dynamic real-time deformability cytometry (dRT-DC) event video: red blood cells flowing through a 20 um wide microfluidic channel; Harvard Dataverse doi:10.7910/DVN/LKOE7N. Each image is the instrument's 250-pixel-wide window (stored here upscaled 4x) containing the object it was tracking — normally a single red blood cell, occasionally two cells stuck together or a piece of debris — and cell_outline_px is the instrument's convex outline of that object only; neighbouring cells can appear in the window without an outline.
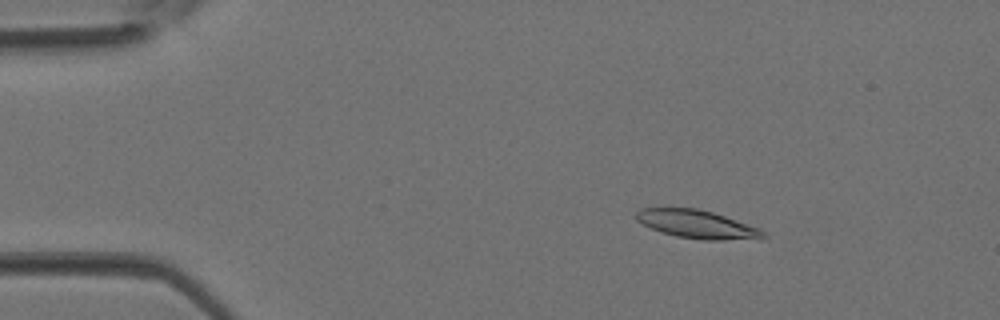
{"species": "Egyptian fruit bat (a non-hibernating species)", "species_latin": "Rousettus aegyptiacus", "temperature_condition": "room temperature", "stored_images_in_passage": 3, "camera_frame_rate_fps": 3000, "um_per_image_px": 0.085, "animal": {"sex": "female"}, "frame": {"image": 1, "passage_image": 2, "time_ms": 0.333, "image_size_px": [1000, 320], "cell_outline_px": [[768, 236], [760, 240], [704, 240], [676, 236], [660, 232], [636, 220], [632, 216], [640, 208], [696, 208], [712, 212], [760, 228]], "centroid_in_image_um": [59.28, 19.08], "position_along_channel_um": 25.7, "area_um2": 21.15}}